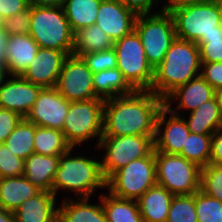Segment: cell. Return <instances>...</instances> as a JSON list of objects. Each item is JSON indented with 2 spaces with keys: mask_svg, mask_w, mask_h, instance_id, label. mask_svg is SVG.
<instances>
[{
  "mask_svg": "<svg viewBox=\"0 0 222 222\" xmlns=\"http://www.w3.org/2000/svg\"><path fill=\"white\" fill-rule=\"evenodd\" d=\"M201 190L222 202V165L209 163L201 168Z\"/></svg>",
  "mask_w": 222,
  "mask_h": 222,
  "instance_id": "e575fe53",
  "label": "cell"
},
{
  "mask_svg": "<svg viewBox=\"0 0 222 222\" xmlns=\"http://www.w3.org/2000/svg\"><path fill=\"white\" fill-rule=\"evenodd\" d=\"M157 184L173 195H190L201 189V168L179 154L155 151Z\"/></svg>",
  "mask_w": 222,
  "mask_h": 222,
  "instance_id": "30bf717a",
  "label": "cell"
},
{
  "mask_svg": "<svg viewBox=\"0 0 222 222\" xmlns=\"http://www.w3.org/2000/svg\"><path fill=\"white\" fill-rule=\"evenodd\" d=\"M156 184V162L153 150L148 156L135 159L116 171L106 181V190L115 197L136 201Z\"/></svg>",
  "mask_w": 222,
  "mask_h": 222,
  "instance_id": "9c48e42d",
  "label": "cell"
},
{
  "mask_svg": "<svg viewBox=\"0 0 222 222\" xmlns=\"http://www.w3.org/2000/svg\"><path fill=\"white\" fill-rule=\"evenodd\" d=\"M136 18L120 0H101L95 24L114 42L134 30Z\"/></svg>",
  "mask_w": 222,
  "mask_h": 222,
  "instance_id": "e0dca14e",
  "label": "cell"
},
{
  "mask_svg": "<svg viewBox=\"0 0 222 222\" xmlns=\"http://www.w3.org/2000/svg\"><path fill=\"white\" fill-rule=\"evenodd\" d=\"M166 222H198L195 210V193L174 195Z\"/></svg>",
  "mask_w": 222,
  "mask_h": 222,
  "instance_id": "d6a6232c",
  "label": "cell"
},
{
  "mask_svg": "<svg viewBox=\"0 0 222 222\" xmlns=\"http://www.w3.org/2000/svg\"><path fill=\"white\" fill-rule=\"evenodd\" d=\"M198 222H222V202L199 189L195 192Z\"/></svg>",
  "mask_w": 222,
  "mask_h": 222,
  "instance_id": "836d02e7",
  "label": "cell"
},
{
  "mask_svg": "<svg viewBox=\"0 0 222 222\" xmlns=\"http://www.w3.org/2000/svg\"><path fill=\"white\" fill-rule=\"evenodd\" d=\"M173 196L158 184L148 189L136 200L143 222H166Z\"/></svg>",
  "mask_w": 222,
  "mask_h": 222,
  "instance_id": "cb8c5ba5",
  "label": "cell"
},
{
  "mask_svg": "<svg viewBox=\"0 0 222 222\" xmlns=\"http://www.w3.org/2000/svg\"><path fill=\"white\" fill-rule=\"evenodd\" d=\"M211 145L212 134L190 133L179 155L203 168L210 162Z\"/></svg>",
  "mask_w": 222,
  "mask_h": 222,
  "instance_id": "1f68e13d",
  "label": "cell"
},
{
  "mask_svg": "<svg viewBox=\"0 0 222 222\" xmlns=\"http://www.w3.org/2000/svg\"><path fill=\"white\" fill-rule=\"evenodd\" d=\"M95 94L104 100L132 94L135 90L127 83L118 68L93 73Z\"/></svg>",
  "mask_w": 222,
  "mask_h": 222,
  "instance_id": "484cf974",
  "label": "cell"
},
{
  "mask_svg": "<svg viewBox=\"0 0 222 222\" xmlns=\"http://www.w3.org/2000/svg\"><path fill=\"white\" fill-rule=\"evenodd\" d=\"M154 136H102L93 150L100 156L102 174L107 181L129 162L148 156L154 150Z\"/></svg>",
  "mask_w": 222,
  "mask_h": 222,
  "instance_id": "ba28073f",
  "label": "cell"
},
{
  "mask_svg": "<svg viewBox=\"0 0 222 222\" xmlns=\"http://www.w3.org/2000/svg\"><path fill=\"white\" fill-rule=\"evenodd\" d=\"M55 88L70 102L99 98L94 92L93 72L79 56L66 58Z\"/></svg>",
  "mask_w": 222,
  "mask_h": 222,
  "instance_id": "7c38bea8",
  "label": "cell"
},
{
  "mask_svg": "<svg viewBox=\"0 0 222 222\" xmlns=\"http://www.w3.org/2000/svg\"><path fill=\"white\" fill-rule=\"evenodd\" d=\"M121 3L138 15H146V14H154L162 11L164 8L160 4H162L159 0H120ZM161 7H159V6ZM159 7L158 11L156 10ZM156 7V8H155Z\"/></svg>",
  "mask_w": 222,
  "mask_h": 222,
  "instance_id": "b9f144b4",
  "label": "cell"
},
{
  "mask_svg": "<svg viewBox=\"0 0 222 222\" xmlns=\"http://www.w3.org/2000/svg\"><path fill=\"white\" fill-rule=\"evenodd\" d=\"M104 103L102 98L70 102L62 132L71 147L87 146L85 144L95 138L93 148L97 147L103 135Z\"/></svg>",
  "mask_w": 222,
  "mask_h": 222,
  "instance_id": "8992f818",
  "label": "cell"
},
{
  "mask_svg": "<svg viewBox=\"0 0 222 222\" xmlns=\"http://www.w3.org/2000/svg\"><path fill=\"white\" fill-rule=\"evenodd\" d=\"M58 204V222H107L102 203L90 202L93 198H72L70 195Z\"/></svg>",
  "mask_w": 222,
  "mask_h": 222,
  "instance_id": "44dd1931",
  "label": "cell"
},
{
  "mask_svg": "<svg viewBox=\"0 0 222 222\" xmlns=\"http://www.w3.org/2000/svg\"><path fill=\"white\" fill-rule=\"evenodd\" d=\"M101 0H65L63 10L72 31L95 24Z\"/></svg>",
  "mask_w": 222,
  "mask_h": 222,
  "instance_id": "83f0119b",
  "label": "cell"
},
{
  "mask_svg": "<svg viewBox=\"0 0 222 222\" xmlns=\"http://www.w3.org/2000/svg\"><path fill=\"white\" fill-rule=\"evenodd\" d=\"M60 155L33 153L24 160L25 178L40 191L52 192L53 180L59 167Z\"/></svg>",
  "mask_w": 222,
  "mask_h": 222,
  "instance_id": "7402d4cb",
  "label": "cell"
},
{
  "mask_svg": "<svg viewBox=\"0 0 222 222\" xmlns=\"http://www.w3.org/2000/svg\"><path fill=\"white\" fill-rule=\"evenodd\" d=\"M159 1L164 4L167 0H159Z\"/></svg>",
  "mask_w": 222,
  "mask_h": 222,
  "instance_id": "816d5d0a",
  "label": "cell"
},
{
  "mask_svg": "<svg viewBox=\"0 0 222 222\" xmlns=\"http://www.w3.org/2000/svg\"><path fill=\"white\" fill-rule=\"evenodd\" d=\"M0 222H15L14 212L0 208Z\"/></svg>",
  "mask_w": 222,
  "mask_h": 222,
  "instance_id": "c3c4849f",
  "label": "cell"
},
{
  "mask_svg": "<svg viewBox=\"0 0 222 222\" xmlns=\"http://www.w3.org/2000/svg\"><path fill=\"white\" fill-rule=\"evenodd\" d=\"M201 58L195 42L176 37L164 60L154 70L149 91L165 99L178 86L200 75Z\"/></svg>",
  "mask_w": 222,
  "mask_h": 222,
  "instance_id": "3957f363",
  "label": "cell"
},
{
  "mask_svg": "<svg viewBox=\"0 0 222 222\" xmlns=\"http://www.w3.org/2000/svg\"><path fill=\"white\" fill-rule=\"evenodd\" d=\"M2 25V18H1V16H0V26Z\"/></svg>",
  "mask_w": 222,
  "mask_h": 222,
  "instance_id": "f5cc1de1",
  "label": "cell"
},
{
  "mask_svg": "<svg viewBox=\"0 0 222 222\" xmlns=\"http://www.w3.org/2000/svg\"><path fill=\"white\" fill-rule=\"evenodd\" d=\"M211 164L222 165V128L212 134Z\"/></svg>",
  "mask_w": 222,
  "mask_h": 222,
  "instance_id": "ee69618b",
  "label": "cell"
},
{
  "mask_svg": "<svg viewBox=\"0 0 222 222\" xmlns=\"http://www.w3.org/2000/svg\"><path fill=\"white\" fill-rule=\"evenodd\" d=\"M35 124L25 118L16 126L4 144L21 159L28 158L34 152Z\"/></svg>",
  "mask_w": 222,
  "mask_h": 222,
  "instance_id": "4dcf8cb0",
  "label": "cell"
},
{
  "mask_svg": "<svg viewBox=\"0 0 222 222\" xmlns=\"http://www.w3.org/2000/svg\"><path fill=\"white\" fill-rule=\"evenodd\" d=\"M75 153L76 148L71 147L66 153L60 155L59 167L52 186V192L57 198L65 193L66 196L63 198L67 199V191V193H73V198H92L98 189L106 190V180L101 170L100 152L96 154L95 151L93 156H87L89 154L85 152L82 154L77 152L76 155Z\"/></svg>",
  "mask_w": 222,
  "mask_h": 222,
  "instance_id": "7a4b0ae2",
  "label": "cell"
},
{
  "mask_svg": "<svg viewBox=\"0 0 222 222\" xmlns=\"http://www.w3.org/2000/svg\"><path fill=\"white\" fill-rule=\"evenodd\" d=\"M69 108L70 101L55 87L42 88L25 119L39 127L62 130Z\"/></svg>",
  "mask_w": 222,
  "mask_h": 222,
  "instance_id": "4fadbf2b",
  "label": "cell"
},
{
  "mask_svg": "<svg viewBox=\"0 0 222 222\" xmlns=\"http://www.w3.org/2000/svg\"><path fill=\"white\" fill-rule=\"evenodd\" d=\"M113 44V40L97 24H94L74 33L72 55L79 56L108 50L113 48Z\"/></svg>",
  "mask_w": 222,
  "mask_h": 222,
  "instance_id": "f1b7e54d",
  "label": "cell"
},
{
  "mask_svg": "<svg viewBox=\"0 0 222 222\" xmlns=\"http://www.w3.org/2000/svg\"><path fill=\"white\" fill-rule=\"evenodd\" d=\"M38 49V44L29 33L9 35L5 49V74L22 76L36 57Z\"/></svg>",
  "mask_w": 222,
  "mask_h": 222,
  "instance_id": "d6986e66",
  "label": "cell"
},
{
  "mask_svg": "<svg viewBox=\"0 0 222 222\" xmlns=\"http://www.w3.org/2000/svg\"><path fill=\"white\" fill-rule=\"evenodd\" d=\"M200 75L216 92L222 89V62L201 63Z\"/></svg>",
  "mask_w": 222,
  "mask_h": 222,
  "instance_id": "60d3db41",
  "label": "cell"
},
{
  "mask_svg": "<svg viewBox=\"0 0 222 222\" xmlns=\"http://www.w3.org/2000/svg\"><path fill=\"white\" fill-rule=\"evenodd\" d=\"M190 134L182 116L173 114L163 106L156 120L154 151L166 154H180Z\"/></svg>",
  "mask_w": 222,
  "mask_h": 222,
  "instance_id": "5bb4252c",
  "label": "cell"
},
{
  "mask_svg": "<svg viewBox=\"0 0 222 222\" xmlns=\"http://www.w3.org/2000/svg\"><path fill=\"white\" fill-rule=\"evenodd\" d=\"M182 117L190 133L213 134L222 128V110L218 95L216 94L212 99L200 104L198 108Z\"/></svg>",
  "mask_w": 222,
  "mask_h": 222,
  "instance_id": "603a6c76",
  "label": "cell"
},
{
  "mask_svg": "<svg viewBox=\"0 0 222 222\" xmlns=\"http://www.w3.org/2000/svg\"><path fill=\"white\" fill-rule=\"evenodd\" d=\"M57 199L53 192L40 191L14 211L15 222H58Z\"/></svg>",
  "mask_w": 222,
  "mask_h": 222,
  "instance_id": "ffe728a7",
  "label": "cell"
},
{
  "mask_svg": "<svg viewBox=\"0 0 222 222\" xmlns=\"http://www.w3.org/2000/svg\"><path fill=\"white\" fill-rule=\"evenodd\" d=\"M204 0H167L164 4H162L165 10H169L172 7L182 5L185 3H194V2H201Z\"/></svg>",
  "mask_w": 222,
  "mask_h": 222,
  "instance_id": "7dc6e473",
  "label": "cell"
},
{
  "mask_svg": "<svg viewBox=\"0 0 222 222\" xmlns=\"http://www.w3.org/2000/svg\"><path fill=\"white\" fill-rule=\"evenodd\" d=\"M117 68L134 90H150L154 69L148 63L141 40L133 30L130 34L114 41Z\"/></svg>",
  "mask_w": 222,
  "mask_h": 222,
  "instance_id": "8fae6325",
  "label": "cell"
},
{
  "mask_svg": "<svg viewBox=\"0 0 222 222\" xmlns=\"http://www.w3.org/2000/svg\"><path fill=\"white\" fill-rule=\"evenodd\" d=\"M104 192H101V203L107 222H143L135 200L121 199Z\"/></svg>",
  "mask_w": 222,
  "mask_h": 222,
  "instance_id": "4316f807",
  "label": "cell"
},
{
  "mask_svg": "<svg viewBox=\"0 0 222 222\" xmlns=\"http://www.w3.org/2000/svg\"><path fill=\"white\" fill-rule=\"evenodd\" d=\"M196 44L199 47L201 63L222 62V32L202 36Z\"/></svg>",
  "mask_w": 222,
  "mask_h": 222,
  "instance_id": "d590c367",
  "label": "cell"
},
{
  "mask_svg": "<svg viewBox=\"0 0 222 222\" xmlns=\"http://www.w3.org/2000/svg\"><path fill=\"white\" fill-rule=\"evenodd\" d=\"M24 159L17 157L4 143H0V178L22 176Z\"/></svg>",
  "mask_w": 222,
  "mask_h": 222,
  "instance_id": "74e56055",
  "label": "cell"
},
{
  "mask_svg": "<svg viewBox=\"0 0 222 222\" xmlns=\"http://www.w3.org/2000/svg\"><path fill=\"white\" fill-rule=\"evenodd\" d=\"M86 63L87 67L93 72L104 71L117 68V57L114 48L79 55Z\"/></svg>",
  "mask_w": 222,
  "mask_h": 222,
  "instance_id": "8d00e7d4",
  "label": "cell"
},
{
  "mask_svg": "<svg viewBox=\"0 0 222 222\" xmlns=\"http://www.w3.org/2000/svg\"><path fill=\"white\" fill-rule=\"evenodd\" d=\"M134 30L141 40L148 63L155 70L177 37L172 14L163 9L154 14L138 15Z\"/></svg>",
  "mask_w": 222,
  "mask_h": 222,
  "instance_id": "52a82bcc",
  "label": "cell"
},
{
  "mask_svg": "<svg viewBox=\"0 0 222 222\" xmlns=\"http://www.w3.org/2000/svg\"><path fill=\"white\" fill-rule=\"evenodd\" d=\"M29 5V0H0V16L2 20L11 17Z\"/></svg>",
  "mask_w": 222,
  "mask_h": 222,
  "instance_id": "7bdbcfd3",
  "label": "cell"
},
{
  "mask_svg": "<svg viewBox=\"0 0 222 222\" xmlns=\"http://www.w3.org/2000/svg\"><path fill=\"white\" fill-rule=\"evenodd\" d=\"M6 76L4 67L0 66V83L2 82V79Z\"/></svg>",
  "mask_w": 222,
  "mask_h": 222,
  "instance_id": "681fc988",
  "label": "cell"
},
{
  "mask_svg": "<svg viewBox=\"0 0 222 222\" xmlns=\"http://www.w3.org/2000/svg\"><path fill=\"white\" fill-rule=\"evenodd\" d=\"M7 38H8V35L2 29V26H0V66L1 67H4Z\"/></svg>",
  "mask_w": 222,
  "mask_h": 222,
  "instance_id": "f6af8a7d",
  "label": "cell"
},
{
  "mask_svg": "<svg viewBox=\"0 0 222 222\" xmlns=\"http://www.w3.org/2000/svg\"><path fill=\"white\" fill-rule=\"evenodd\" d=\"M29 35L39 48L54 49L72 55L74 32L63 7L31 5Z\"/></svg>",
  "mask_w": 222,
  "mask_h": 222,
  "instance_id": "5b68a950",
  "label": "cell"
},
{
  "mask_svg": "<svg viewBox=\"0 0 222 222\" xmlns=\"http://www.w3.org/2000/svg\"><path fill=\"white\" fill-rule=\"evenodd\" d=\"M168 11L178 38L197 43L202 36L222 32L221 0L185 3Z\"/></svg>",
  "mask_w": 222,
  "mask_h": 222,
  "instance_id": "277c9868",
  "label": "cell"
},
{
  "mask_svg": "<svg viewBox=\"0 0 222 222\" xmlns=\"http://www.w3.org/2000/svg\"><path fill=\"white\" fill-rule=\"evenodd\" d=\"M23 117L14 111L0 108V143H4Z\"/></svg>",
  "mask_w": 222,
  "mask_h": 222,
  "instance_id": "ab89813d",
  "label": "cell"
},
{
  "mask_svg": "<svg viewBox=\"0 0 222 222\" xmlns=\"http://www.w3.org/2000/svg\"><path fill=\"white\" fill-rule=\"evenodd\" d=\"M164 99L149 90L105 100L102 136H155Z\"/></svg>",
  "mask_w": 222,
  "mask_h": 222,
  "instance_id": "6da1fadb",
  "label": "cell"
},
{
  "mask_svg": "<svg viewBox=\"0 0 222 222\" xmlns=\"http://www.w3.org/2000/svg\"><path fill=\"white\" fill-rule=\"evenodd\" d=\"M217 95H218V98H219V101H220V105H221V110H222V89H220L217 92Z\"/></svg>",
  "mask_w": 222,
  "mask_h": 222,
  "instance_id": "f907efd6",
  "label": "cell"
},
{
  "mask_svg": "<svg viewBox=\"0 0 222 222\" xmlns=\"http://www.w3.org/2000/svg\"><path fill=\"white\" fill-rule=\"evenodd\" d=\"M31 24V4L24 10L2 20V29L9 35L28 34Z\"/></svg>",
  "mask_w": 222,
  "mask_h": 222,
  "instance_id": "f35d334b",
  "label": "cell"
},
{
  "mask_svg": "<svg viewBox=\"0 0 222 222\" xmlns=\"http://www.w3.org/2000/svg\"><path fill=\"white\" fill-rule=\"evenodd\" d=\"M39 192L24 175L0 178V208L14 212L24 201Z\"/></svg>",
  "mask_w": 222,
  "mask_h": 222,
  "instance_id": "d4e9b609",
  "label": "cell"
},
{
  "mask_svg": "<svg viewBox=\"0 0 222 222\" xmlns=\"http://www.w3.org/2000/svg\"><path fill=\"white\" fill-rule=\"evenodd\" d=\"M41 89L23 76L6 75L0 83V108L17 112L25 118Z\"/></svg>",
  "mask_w": 222,
  "mask_h": 222,
  "instance_id": "9a60e30c",
  "label": "cell"
},
{
  "mask_svg": "<svg viewBox=\"0 0 222 222\" xmlns=\"http://www.w3.org/2000/svg\"><path fill=\"white\" fill-rule=\"evenodd\" d=\"M70 148L62 130L35 125L34 152L36 154L62 155Z\"/></svg>",
  "mask_w": 222,
  "mask_h": 222,
  "instance_id": "f546056e",
  "label": "cell"
},
{
  "mask_svg": "<svg viewBox=\"0 0 222 222\" xmlns=\"http://www.w3.org/2000/svg\"><path fill=\"white\" fill-rule=\"evenodd\" d=\"M216 94L213 87L199 75L172 91L164 99V105L173 114L183 116L198 108L200 104L209 101Z\"/></svg>",
  "mask_w": 222,
  "mask_h": 222,
  "instance_id": "2e32d148",
  "label": "cell"
},
{
  "mask_svg": "<svg viewBox=\"0 0 222 222\" xmlns=\"http://www.w3.org/2000/svg\"><path fill=\"white\" fill-rule=\"evenodd\" d=\"M68 56L63 51L39 48L36 57L22 76L42 88H53Z\"/></svg>",
  "mask_w": 222,
  "mask_h": 222,
  "instance_id": "ac0fdd59",
  "label": "cell"
},
{
  "mask_svg": "<svg viewBox=\"0 0 222 222\" xmlns=\"http://www.w3.org/2000/svg\"><path fill=\"white\" fill-rule=\"evenodd\" d=\"M31 5L63 7L65 0H29Z\"/></svg>",
  "mask_w": 222,
  "mask_h": 222,
  "instance_id": "bcb514c9",
  "label": "cell"
}]
</instances>
